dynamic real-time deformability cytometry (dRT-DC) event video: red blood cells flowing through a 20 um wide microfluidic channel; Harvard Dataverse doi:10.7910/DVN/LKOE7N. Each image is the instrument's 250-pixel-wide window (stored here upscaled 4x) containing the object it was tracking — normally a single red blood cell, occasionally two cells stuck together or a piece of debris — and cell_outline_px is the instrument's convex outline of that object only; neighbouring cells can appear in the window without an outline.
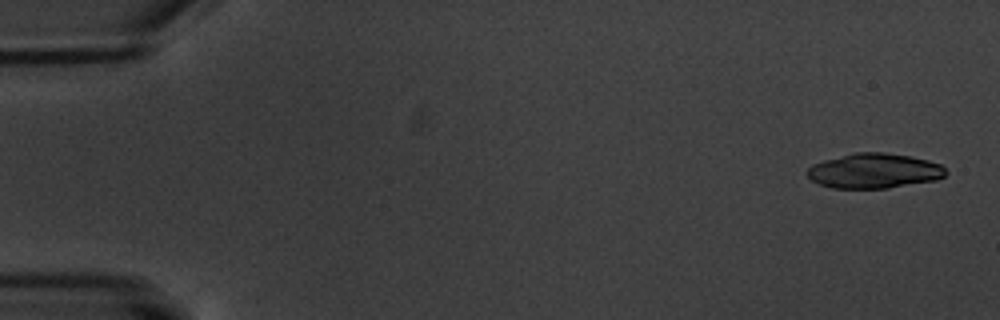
{"species": "common noctule bat (a hibernating species)", "species_latin": "Nyctalus noctula", "temperature_condition": "warm", "stored_images_in_passage": 8, "camera_frame_rate_fps": 3000, "um_per_image_px": 0.085, "animal": {"sex": "male", "body_mass_g": 20.1, "forearm_length_mm": 53.5}, "frame": {"image": 1, "passage_image": 1, "time_ms": 0.0, "image_size_px": [1000, 320], "cell_outline_px": [[948, 172], [944, 176], [936, 180], [888, 188], [832, 188], [820, 184], [812, 180], [808, 176], [808, 168], [812, 164], [824, 160], [856, 152], [884, 152], [912, 156], [928, 160], [940, 164]], "centroid_in_image_um": [74.32, 14.52], "position_along_channel_um": 10.7, "area_um2": 28.15}}
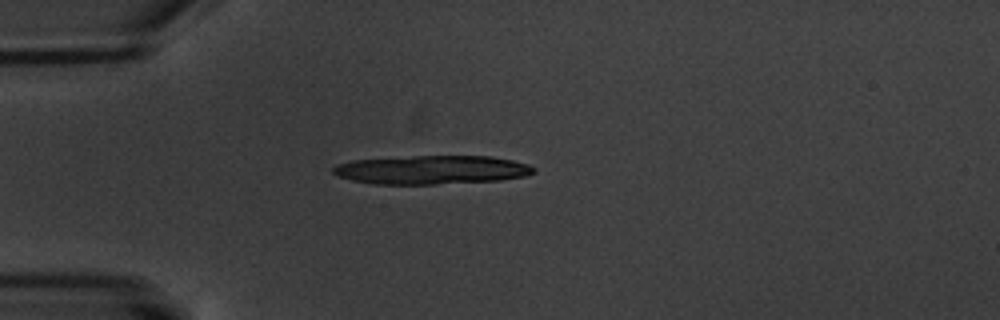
{"frame": {"image": 2, "passage_image": 5, "time_ms": 4.667, "image_size_px": [1000, 320], "cell_outline_px": [[536, 172], [524, 176], [500, 180], [436, 184], [372, 184], [352, 180], [336, 176], [332, 172], [332, 168], [336, 164], [352, 160], [416, 156], [492, 156], [512, 160], [528, 164], [536, 168]], "centroid_in_image_um": [36.68, 14.43], "position_along_channel_um": 48.3, "area_um2": 33.7}}